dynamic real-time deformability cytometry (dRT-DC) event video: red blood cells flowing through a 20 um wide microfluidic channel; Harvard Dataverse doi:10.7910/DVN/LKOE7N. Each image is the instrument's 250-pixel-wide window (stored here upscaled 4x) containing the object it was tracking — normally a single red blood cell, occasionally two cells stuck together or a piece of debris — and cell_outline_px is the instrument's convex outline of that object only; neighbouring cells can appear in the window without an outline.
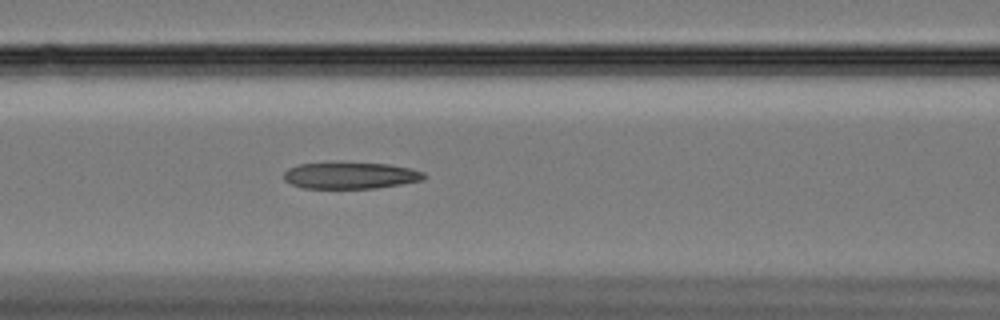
{"species": "Egyptian fruit bat (a non-hibernating species)", "species_latin": "Rousettus aegyptiacus", "temperature_condition": "cold", "stored_images_in_passage": 42, "camera_frame_rate_fps": 3000, "um_per_image_px": 0.085, "animal": {"sex": "female"}, "frame": {"image": 1, "passage_image": 11, "time_ms": 3.333, "image_size_px": [1000, 320], "cell_outline_px": [[428, 176], [424, 180], [376, 188], [304, 188], [292, 184], [284, 180], [284, 172], [288, 168], [300, 164], [332, 160], [388, 164], [412, 168], [424, 172]], "centroid_in_image_um": [29.79, 14.87], "position_along_channel_um": 136.8, "area_um2": 22.54}}
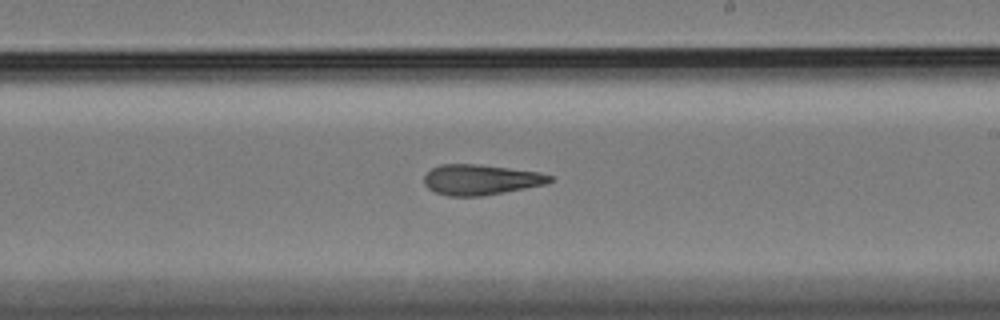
{"frame": {"image": 2, "passage_image": 21, "time_ms": 6.667, "image_size_px": [1000, 320], "cell_outline_px": [[552, 180], [548, 184], [484, 196], [448, 196], [436, 192], [428, 188], [424, 184], [424, 176], [432, 168], [440, 164], [476, 164], [540, 172], [552, 176]], "centroid_in_image_um": [40.87, 15.28], "position_along_channel_um": 248.1, "area_um2": 22.31}}
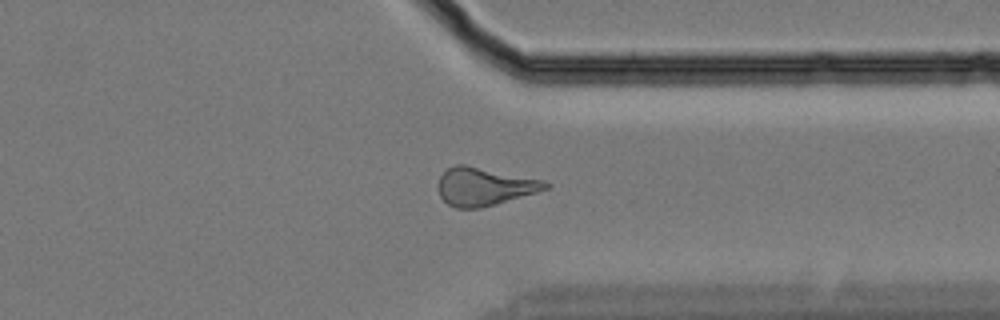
{"frame": {"image": 3, "passage_image": 32, "time_ms": 10.333, "image_size_px": [1000, 320], "cell_outline_px": [[548, 188], [536, 192], [496, 204], [480, 208], [456, 208], [448, 204], [440, 196], [436, 184], [440, 176], [448, 168], [456, 164], [464, 164], [544, 180], [548, 184]], "centroid_in_image_um": [41.11, 15.85], "position_along_channel_um": 370.3, "area_um2": 23.64}}